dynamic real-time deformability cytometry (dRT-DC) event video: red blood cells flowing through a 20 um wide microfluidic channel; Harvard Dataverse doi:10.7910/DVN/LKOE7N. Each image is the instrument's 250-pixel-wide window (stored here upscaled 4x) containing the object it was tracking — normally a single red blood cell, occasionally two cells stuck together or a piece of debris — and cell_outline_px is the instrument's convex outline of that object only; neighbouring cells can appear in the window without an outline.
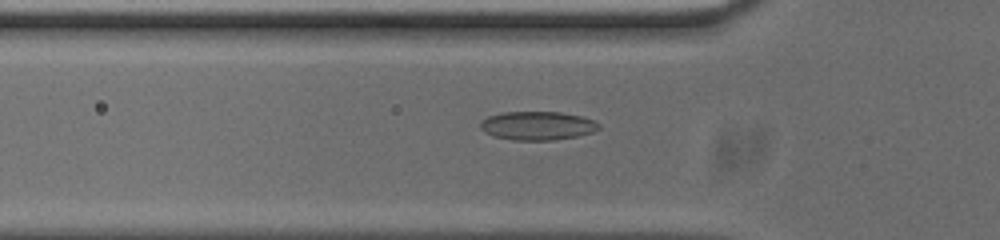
{"species": "common noctule bat (a hibernating species)", "species_latin": "Nyctalus noctula", "temperature_condition": "cold", "stored_images_in_passage": 53, "camera_frame_rate_fps": 3000, "um_per_image_px": 0.085, "animal": {"sex": "male", "body_mass_g": 20.0, "forearm_length_mm": 53.3}, "frame": {"image": 1, "passage_image": 16, "time_ms": 5.0, "image_size_px": [1000, 240], "cell_outline_px": [[600, 128], [592, 132], [576, 136], [552, 140], [512, 140], [496, 136], [484, 132], [480, 128], [480, 120], [488, 116], [504, 112], [560, 112], [580, 116], [592, 120], [600, 124]], "centroid_in_image_um": [45.65, 10.68], "position_along_channel_um": 80.1, "area_um2": 19.65}}
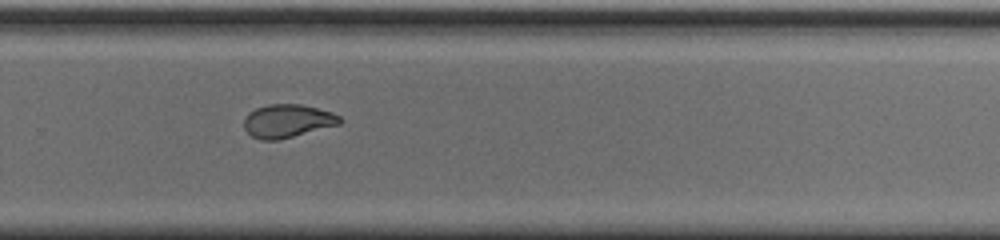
{"frame": {"image": 2, "passage_image": 34, "time_ms": 11.0, "image_size_px": [1000, 240], "cell_outline_px": [[344, 120], [340, 124], [280, 140], [260, 140], [252, 136], [244, 128], [244, 120], [248, 112], [256, 108], [268, 104], [300, 104], [332, 112], [340, 116]], "centroid_in_image_um": [24.44, 10.29], "position_along_channel_um": 305.4, "area_um2": 18.67}}
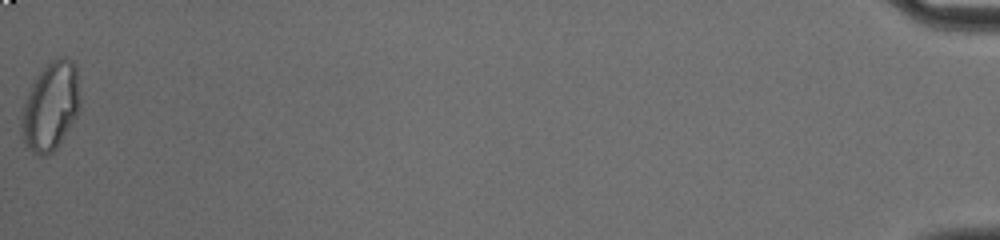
{"frame": {"image": 3, "passage_image": 53, "time_ms": 17.333, "image_size_px": [1000, 240], "cell_outline_px": [[80, 108], [76, 116], [56, 148], [52, 152], [44, 156], [40, 156], [32, 152], [28, 148], [24, 140], [20, 124], [20, 120], [24, 104], [28, 92], [36, 76], [52, 60], [60, 56], [64, 56], [72, 60], [76, 64], [80, 100]], "centroid_in_image_um": [4.31, 9.02], "position_along_channel_um": 430.9, "area_um2": 30.0}, "authors_computed_cell_mechanics": {"area_um2": 19.5942, "velocity_mm_per_s": 3.7505, "shape_relaxation_time_tau1_ms": null, "shape_relaxation_time_tau2_ms": 1.9786, "deformation_change_tau1": null, "deformation_change_tau2": 0.0541}}